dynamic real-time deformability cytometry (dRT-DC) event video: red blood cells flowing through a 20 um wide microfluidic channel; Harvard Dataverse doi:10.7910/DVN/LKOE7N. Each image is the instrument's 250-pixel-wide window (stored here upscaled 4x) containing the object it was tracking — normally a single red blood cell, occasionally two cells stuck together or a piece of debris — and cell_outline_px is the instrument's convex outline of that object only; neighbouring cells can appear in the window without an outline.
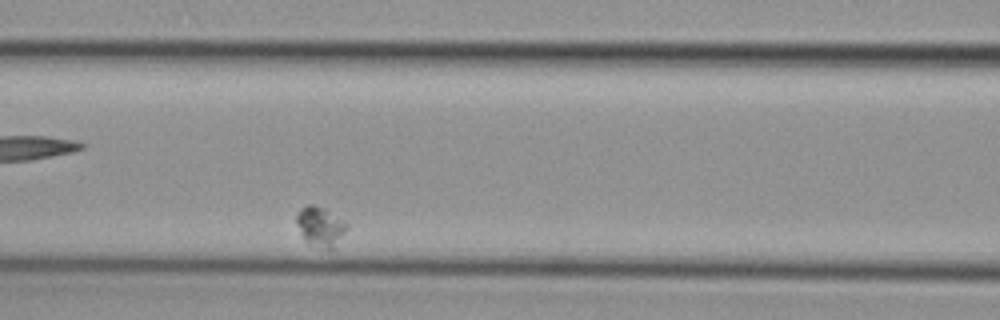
{"species": "common noctule bat (a hibernating species)", "species_latin": "Nyctalus noctula", "temperature_condition": "cold", "stored_images_in_passage": 7, "camera_frame_rate_fps": 3000, "um_per_image_px": 0.085, "animal": {"sex": "female", "body_mass_g": 29.2, "forearm_length_mm": 56.3}, "frame": {"image": 1, "passage_image": 7, "time_ms": 2.0, "image_size_px": [1000, 320], "cell_outline_px": [[348, 228], [336, 248], [324, 248], [308, 244], [304, 240], [296, 220], [296, 216], [308, 204], [312, 204], [324, 208], [344, 220], [348, 224]], "centroid_in_image_um": [27.28, 19.28], "position_along_channel_um": 139.3, "area_um2": 11.56}}